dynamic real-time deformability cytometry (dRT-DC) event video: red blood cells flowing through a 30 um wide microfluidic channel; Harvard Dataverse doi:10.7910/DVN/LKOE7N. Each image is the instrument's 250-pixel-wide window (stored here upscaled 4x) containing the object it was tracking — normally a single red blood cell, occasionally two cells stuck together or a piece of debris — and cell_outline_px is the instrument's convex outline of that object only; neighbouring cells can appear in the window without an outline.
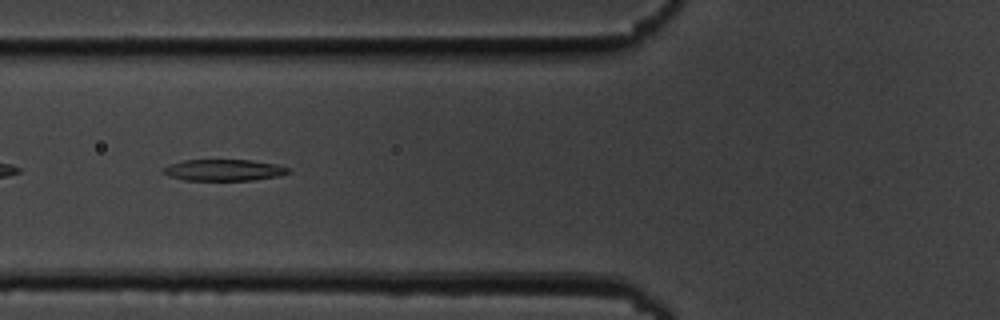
{"species": "common noctule bat (a hibernating species)", "species_latin": "Nyctalus noctula", "temperature_condition": "cold", "stored_images_in_passage": 40, "camera_frame_rate_fps": 3000, "um_per_image_px": 0.085, "animal": {"sex": "male", "body_mass_g": 19.5, "forearm_length_mm": 54.6}, "frame": {"image": 1, "passage_image": 6, "time_ms": 1.667, "image_size_px": [1000, 320], "cell_outline_px": [[292, 168], [288, 172], [280, 176], [252, 180], [184, 180], [168, 176], [164, 172], [164, 168], [172, 164], [184, 160], [248, 160], [276, 164]], "centroid_in_image_um": [19.07, 14.46], "position_along_channel_um": 106.7, "area_um2": 15.43}}
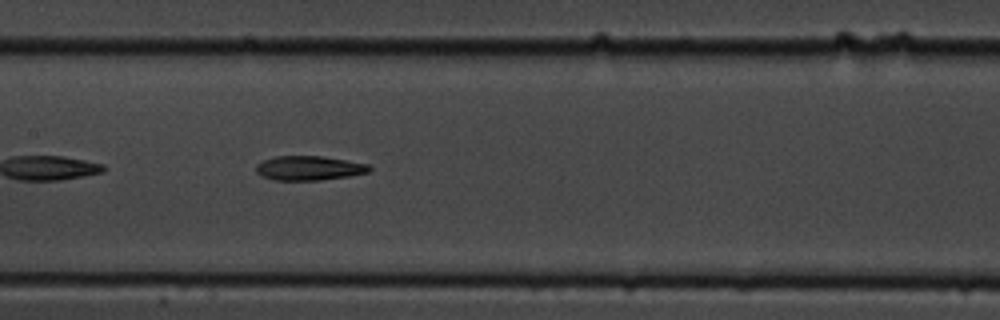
{"frame": {"image": 2, "passage_image": 12, "time_ms": 3.667, "image_size_px": [1000, 320], "cell_outline_px": [[372, 168], [368, 172], [348, 176], [320, 180], [276, 180], [260, 176], [256, 172], [256, 164], [264, 160], [276, 156], [320, 156], [368, 164]], "centroid_in_image_um": [26.23, 14.29], "position_along_channel_um": 181.2, "area_um2": 15.95}}
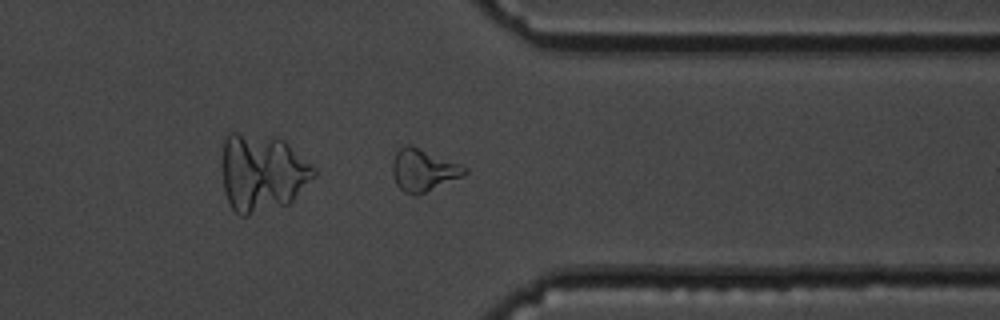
{"frame": {"image": 3, "passage_image": 28, "time_ms": 9.0, "image_size_px": [1000, 320], "cell_outline_px": [[468, 172], [460, 176], [416, 196], [412, 196], [404, 192], [396, 184], [392, 176], [392, 160], [396, 152], [400, 148], [408, 144], [468, 168]], "centroid_in_image_um": [35.9, 14.48], "position_along_channel_um": 375.5, "area_um2": 17.22}, "authors_computed_cell_mechanics": {"area_um2": 16.2996, "velocity_mm_per_s": 3.7007, "shape_relaxation_time_tau1_ms": 4.6442, "shape_relaxation_time_tau2_ms": 4.8218, "deformation_change_tau1": 0.1745, "deformation_change_tau2": 0.1467}}